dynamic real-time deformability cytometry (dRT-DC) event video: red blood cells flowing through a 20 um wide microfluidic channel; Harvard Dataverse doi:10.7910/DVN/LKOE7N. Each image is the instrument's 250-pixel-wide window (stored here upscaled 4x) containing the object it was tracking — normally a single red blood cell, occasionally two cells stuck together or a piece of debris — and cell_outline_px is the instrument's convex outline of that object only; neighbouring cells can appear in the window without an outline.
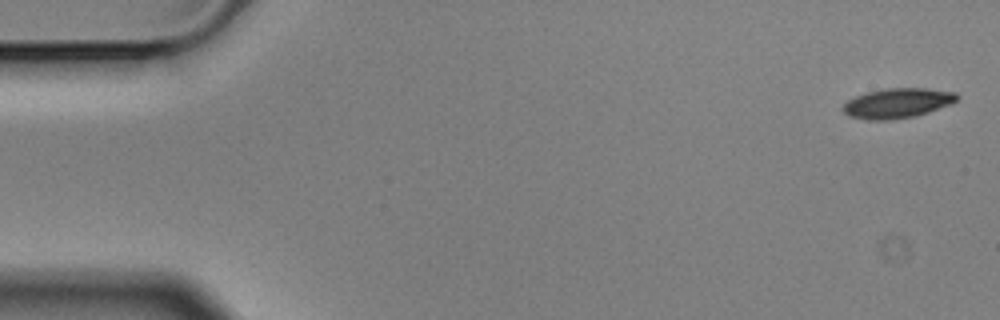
{"species": "Egyptian fruit bat (a non-hibernating species)", "species_latin": "Rousettus aegyptiacus", "temperature_condition": "cold", "stored_images_in_passage": 4, "camera_frame_rate_fps": 3000, "um_per_image_px": 0.085, "animal": {"sex": "male"}, "frame": {"image": 1, "passage_image": 1, "time_ms": 0.0, "image_size_px": [1000, 320], "cell_outline_px": [[960, 96], [952, 104], [916, 116], [892, 120], [868, 120], [848, 116], [840, 108], [848, 100], [856, 96], [868, 92], [888, 88], [924, 88], [956, 92]], "centroid_in_image_um": [76.29, 8.78], "position_along_channel_um": 8.7, "area_um2": 19.94}}
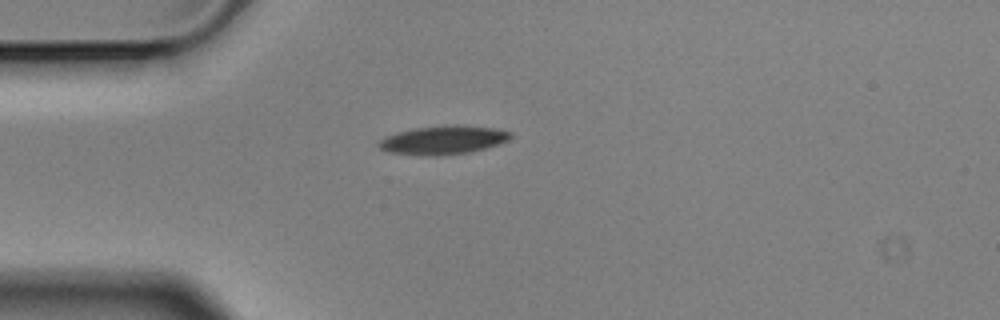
{"frame": {"image": 2, "passage_image": 4, "time_ms": 1.0, "image_size_px": [1000, 320], "cell_outline_px": [[512, 136], [508, 140], [472, 152], [436, 156], [420, 156], [392, 152], [380, 148], [376, 144], [380, 140], [396, 132], [416, 128], [496, 128], [512, 132]], "centroid_in_image_um": [37.63, 11.96], "position_along_channel_um": 47.4, "area_um2": 20.81}}